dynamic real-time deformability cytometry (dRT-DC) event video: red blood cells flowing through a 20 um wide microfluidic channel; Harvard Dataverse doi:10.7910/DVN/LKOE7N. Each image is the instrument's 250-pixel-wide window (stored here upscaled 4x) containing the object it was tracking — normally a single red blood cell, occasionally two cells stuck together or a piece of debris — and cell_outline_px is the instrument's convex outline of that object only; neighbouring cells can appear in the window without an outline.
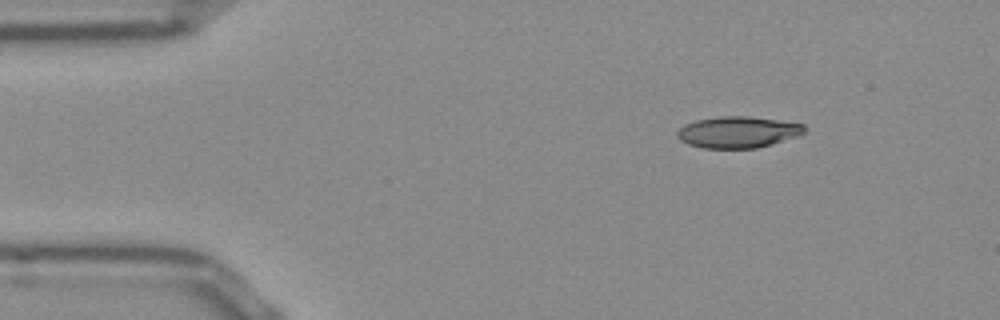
{"species": "Egyptian fruit bat (a non-hibernating species)", "species_latin": "Rousettus aegyptiacus", "temperature_condition": "room temperature", "stored_images_in_passage": 46, "camera_frame_rate_fps": 3000, "um_per_image_px": 0.085, "frame": {"image": 1, "passage_image": 1, "time_ms": 0.0, "image_size_px": [1000, 320], "cell_outline_px": [[804, 132], [796, 136], [772, 144], [756, 148], [704, 148], [688, 144], [680, 140], [676, 136], [676, 132], [684, 124], [696, 120], [720, 116], [748, 116], [804, 124]], "centroid_in_image_um": [62.67, 11.23], "position_along_channel_um": 22.3, "area_um2": 23.12}}
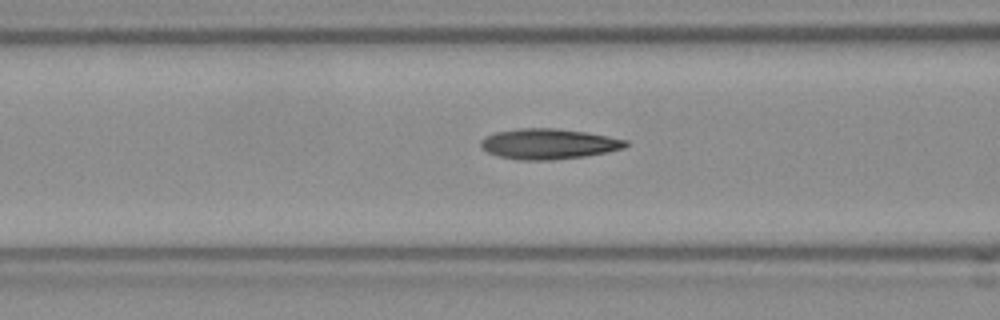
{"frame": {"image": 2, "passage_image": 14, "time_ms": 4.333, "image_size_px": [1000, 320], "cell_outline_px": [[628, 144], [624, 148], [608, 152], [584, 156], [552, 160], [516, 160], [500, 156], [488, 152], [480, 148], [480, 140], [496, 132], [516, 128], [556, 128], [584, 132], [608, 136], [628, 140]], "centroid_in_image_um": [46.62, 12.23], "position_along_channel_um": 120.0, "area_um2": 25.72}}
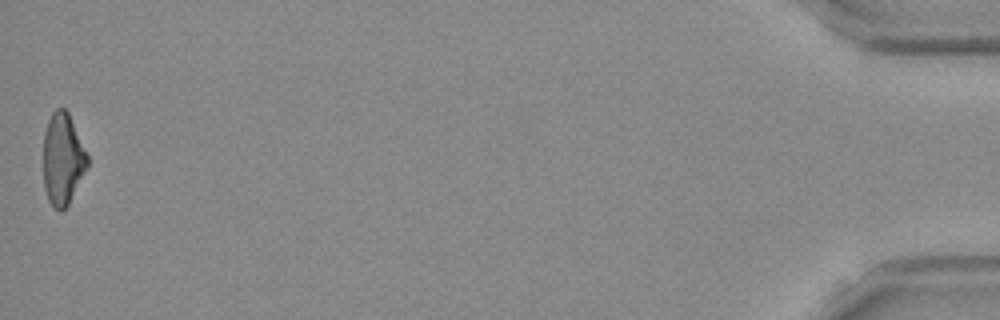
{"frame": {"image": 3, "passage_image": 46, "time_ms": 15.0, "image_size_px": [1000, 320], "cell_outline_px": [[88, 168], [68, 204], [60, 212], [48, 200], [44, 188], [44, 132], [48, 120], [52, 112], [56, 108], [64, 108], [68, 112], [88, 156]], "centroid_in_image_um": [5.33, 13.52], "position_along_channel_um": 429.9, "area_um2": 23.41}, "authors_computed_cell_mechanics": {"area_um2": 24.4205, "velocity_mm_per_s": 3.8576, "shape_relaxation_time_tau1_ms": 7.8915, "shape_relaxation_time_tau2_ms": 3.0082, "deformation_change_tau1": 0.2093, "deformation_change_tau2": 0.1217}}